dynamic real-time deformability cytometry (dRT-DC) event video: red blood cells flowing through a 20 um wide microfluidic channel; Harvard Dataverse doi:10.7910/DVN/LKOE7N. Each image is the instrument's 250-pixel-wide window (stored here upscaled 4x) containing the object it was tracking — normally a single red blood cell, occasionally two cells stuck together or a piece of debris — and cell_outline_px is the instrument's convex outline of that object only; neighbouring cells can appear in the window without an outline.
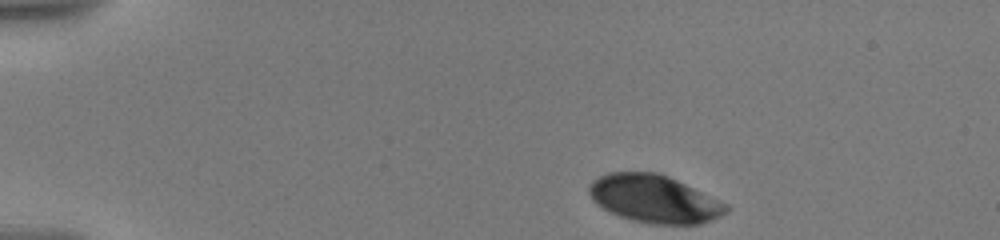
{"species": "human", "species_latin": "Homo sapiens", "temperature_condition": "warm", "stored_images_in_passage": 67, "camera_frame_rate_fps": 3000, "um_per_image_px": 0.085, "donor": {"sex": "male"}, "frame": {"image": 1, "passage_image": 1, "time_ms": 0.0, "image_size_px": [1000, 240], "cell_outline_px": [[728, 208], [720, 216], [700, 224], [652, 224], [632, 220], [620, 216], [596, 204], [592, 200], [588, 192], [588, 188], [600, 176], [608, 172], [656, 172], [668, 176], [720, 200], [728, 204]], "centroid_in_image_um": [55.61, 16.9], "position_along_channel_um": 29.4, "area_um2": 37.74}}
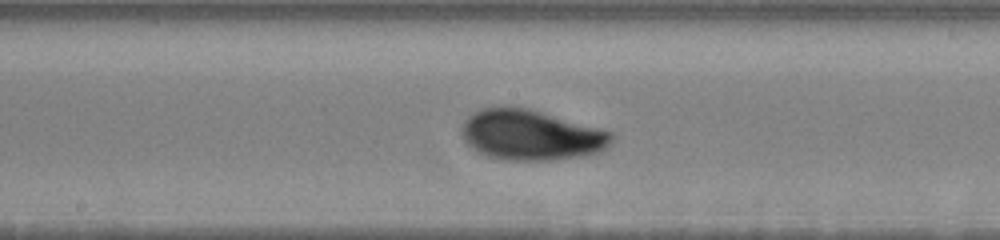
{"frame": {"image": 2, "passage_image": 28, "time_ms": 7.333, "image_size_px": [1000, 240], "cell_outline_px": [[612, 140], [600, 152], [580, 156], [556, 160], [504, 160], [480, 152], [472, 148], [464, 140], [460, 132], [460, 128], [464, 120], [472, 112], [480, 108], [500, 104], [512, 104], [528, 108], [612, 132]], "centroid_in_image_um": [45.05, 11.43], "position_along_channel_um": 203.2, "area_um2": 44.33}}
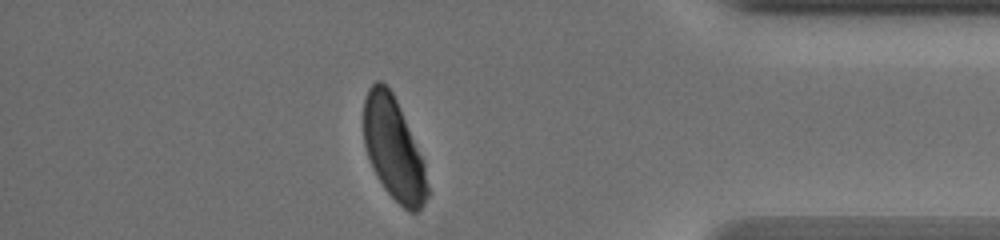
{"frame": {"image": 3, "passage_image": 54, "time_ms": 13.667, "image_size_px": [1000, 240], "cell_outline_px": [[432, 192], [424, 204], [416, 212], [412, 212], [404, 208], [384, 188], [368, 156], [364, 144], [364, 100], [368, 88], [376, 80], [380, 80], [392, 92], [400, 108], [424, 164]], "centroid_in_image_um": [33.48, 12.68], "position_along_channel_um": 401.7, "area_um2": 37.57}, "authors_computed_cell_mechanics": {"area_um2": 40.6912, "velocity_mm_per_s": 3.5231, "shape_relaxation_time_tau1_ms": 3.4086, "shape_relaxation_time_tau2_ms": 1.0612, "deformation_change_tau1": 0.121, "deformation_change_tau2": 0.0428}}